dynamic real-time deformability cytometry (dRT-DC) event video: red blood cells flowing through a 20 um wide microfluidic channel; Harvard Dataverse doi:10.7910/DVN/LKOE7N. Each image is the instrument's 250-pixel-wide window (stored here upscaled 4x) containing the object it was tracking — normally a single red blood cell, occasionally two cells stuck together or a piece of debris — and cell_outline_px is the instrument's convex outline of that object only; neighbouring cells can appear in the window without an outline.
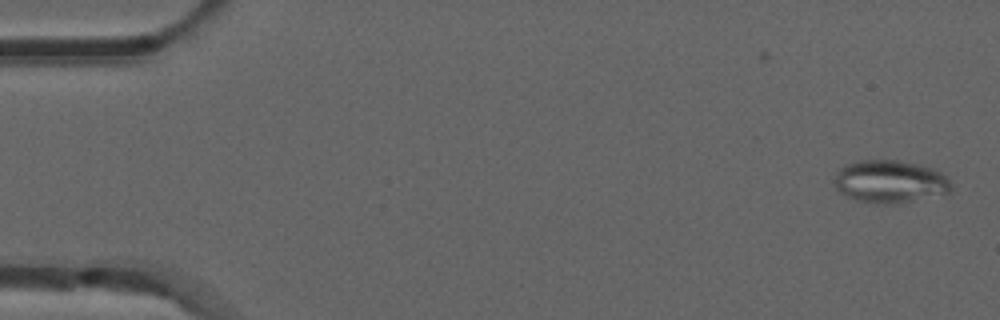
{"species": "common noctule bat (a hibernating species)", "species_latin": "Nyctalus noctula", "temperature_condition": "room temperature", "stored_images_in_passage": 51, "camera_frame_rate_fps": 3000, "um_per_image_px": 0.085, "animal": {"sex": "male", "forearm_length_mm": 52.5}, "frame": {"image": 1, "passage_image": 1, "time_ms": 0.0, "image_size_px": [1000, 320], "cell_outline_px": [[952, 188], [948, 192], [900, 204], [884, 204], [856, 200], [840, 192], [836, 188], [836, 172], [844, 164], [860, 160], [896, 160], [920, 164], [932, 168], [940, 172], [948, 180]], "centroid_in_image_um": [75.63, 15.43], "position_along_channel_um": 9.4, "area_um2": 28.9}}
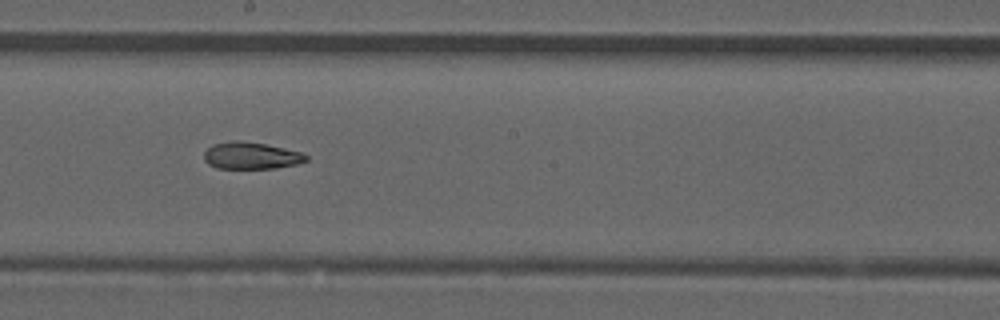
{"frame": {"image": 2, "passage_image": 28, "time_ms": 9.0, "image_size_px": [1000, 320], "cell_outline_px": [[308, 160], [296, 164], [276, 168], [216, 168], [208, 164], [204, 160], [204, 152], [212, 144], [236, 140], [240, 140], [264, 144], [300, 152], [308, 156]], "centroid_in_image_um": [21.31, 13.23], "position_along_channel_um": 226.9, "area_um2": 15.9}}
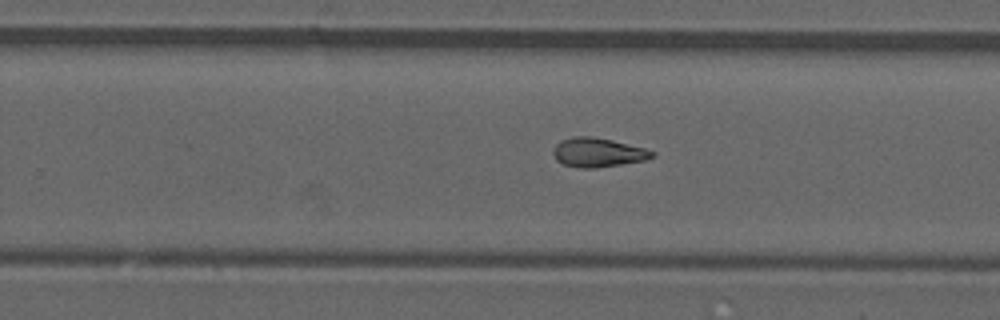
{"frame": {"image": 3, "passage_image": 32, "time_ms": 10.333, "image_size_px": [1000, 320], "cell_outline_px": [[656, 156], [644, 160], [620, 164], [592, 168], [580, 168], [564, 164], [556, 160], [552, 152], [552, 148], [560, 140], [576, 136], [592, 136], [612, 140], [644, 148], [656, 152]], "centroid_in_image_um": [50.8, 12.95], "position_along_channel_um": 279.0, "area_um2": 16.76}, "authors_computed_cell_mechanics": {"area_um2": 16.8198, "velocity_mm_per_s": 3.9321, "shape_relaxation_time_tau1_ms": null, "shape_relaxation_time_tau2_ms": 4.0419, "deformation_change_tau1": null, "deformation_change_tau2": 0.1155}}